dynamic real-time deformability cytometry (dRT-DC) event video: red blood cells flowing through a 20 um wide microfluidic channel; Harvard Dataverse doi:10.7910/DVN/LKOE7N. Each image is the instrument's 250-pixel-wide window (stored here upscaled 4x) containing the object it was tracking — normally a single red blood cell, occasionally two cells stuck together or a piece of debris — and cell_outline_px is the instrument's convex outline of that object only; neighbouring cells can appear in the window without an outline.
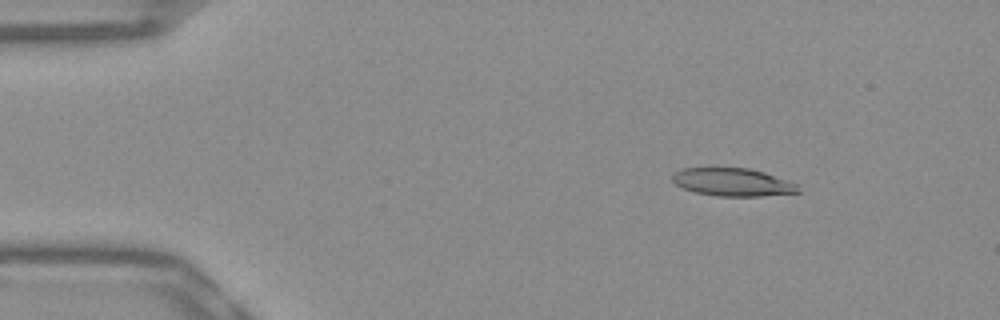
{"species": "Egyptian fruit bat (a non-hibernating species)", "species_latin": "Rousettus aegyptiacus", "temperature_condition": "warm", "stored_images_in_passage": 46, "camera_frame_rate_fps": 3000, "um_per_image_px": 0.085, "frame": {"image": 1, "passage_image": 1, "time_ms": 0.0, "image_size_px": [1000, 320], "cell_outline_px": [[800, 192], [760, 196], [716, 196], [696, 192], [684, 188], [676, 184], [672, 180], [672, 176], [680, 168], [748, 168], [764, 172], [796, 184]], "centroid_in_image_um": [62.25, 15.48], "position_along_channel_um": 22.8, "area_um2": 20.17}}
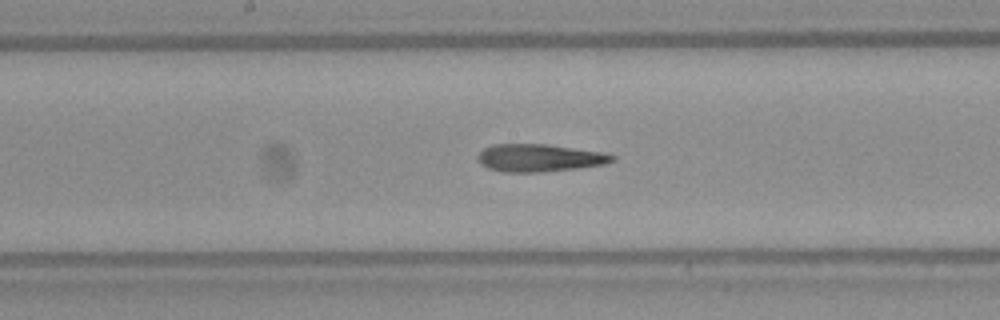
{"frame": {"image": 2, "passage_image": 21, "time_ms": 6.667, "image_size_px": [1000, 320], "cell_outline_px": [[616, 160], [604, 164], [580, 168], [544, 172], [500, 172], [488, 168], [480, 164], [476, 156], [484, 148], [492, 144], [548, 144], [604, 152], [616, 156]], "centroid_in_image_um": [45.85, 13.42], "position_along_channel_um": 202.3, "area_um2": 21.96}}
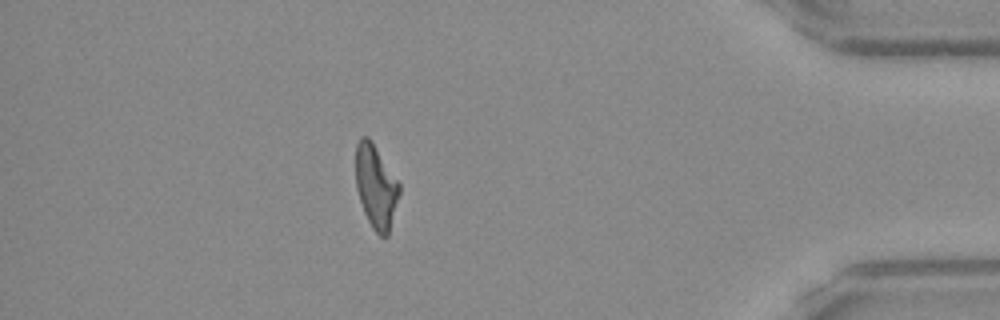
{"frame": {"image": 3, "passage_image": 40, "time_ms": 13.0, "image_size_px": [1000, 320], "cell_outline_px": [[400, 192], [388, 236], [380, 236], [372, 228], [364, 212], [356, 188], [356, 144], [360, 136], [368, 136], [372, 140], [400, 184]], "centroid_in_image_um": [31.95, 15.83], "position_along_channel_um": 403.3, "area_um2": 21.21}, "authors_computed_cell_mechanics": {"area_um2": 21.7906, "velocity_mm_per_s": 3.8712, "shape_relaxation_time_tau1_ms": null, "shape_relaxation_time_tau2_ms": 4.9342, "deformation_change_tau1": null, "deformation_change_tau2": 0.1787}}